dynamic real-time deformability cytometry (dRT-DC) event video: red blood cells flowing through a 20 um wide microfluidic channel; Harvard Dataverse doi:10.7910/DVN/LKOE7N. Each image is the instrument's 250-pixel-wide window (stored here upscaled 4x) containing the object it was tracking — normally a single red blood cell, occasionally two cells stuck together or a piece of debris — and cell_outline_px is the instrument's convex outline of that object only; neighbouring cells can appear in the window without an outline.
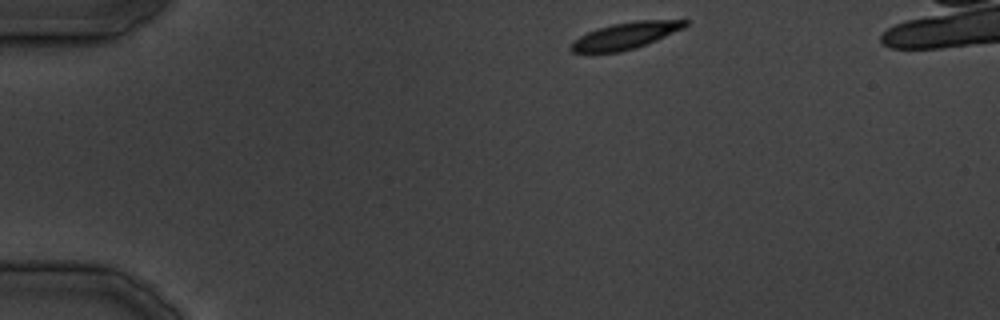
{"species": "common noctule bat (a hibernating species)", "species_latin": "Nyctalus noctula", "temperature_condition": "cold", "stored_images_in_passage": 30, "camera_frame_rate_fps": 3000, "um_per_image_px": 0.085, "animal": {"sex": "male", "body_mass_g": 19.5, "forearm_length_mm": 54.6}, "frame": {"image": 1, "passage_image": 1, "time_ms": 0.0, "image_size_px": [1000, 320], "cell_outline_px": [[688, 24], [684, 28], [656, 40], [636, 48], [620, 52], [572, 52], [572, 40], [588, 32], [612, 24], [636, 20], [688, 20]], "centroid_in_image_um": [53.2, 3.02], "position_along_channel_um": 31.8, "area_um2": 17.46}}
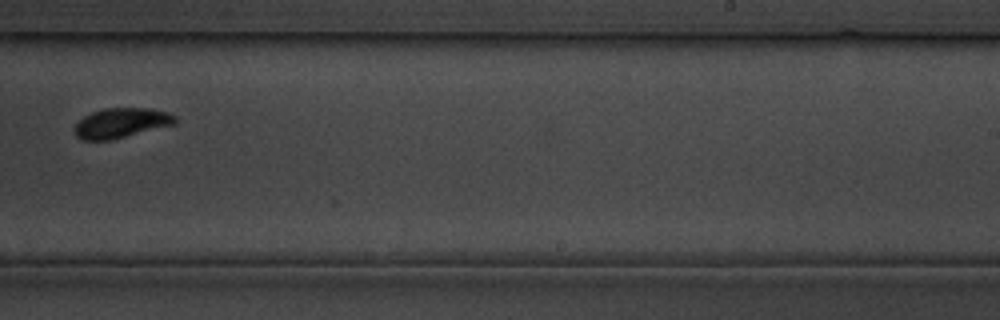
{"frame": {"image": 2, "passage_image": 18, "time_ms": 21.333, "image_size_px": [1000, 320], "cell_outline_px": [[176, 124], [112, 140], [80, 140], [72, 132], [72, 128], [84, 116], [92, 112], [104, 108], [148, 108], [164, 112], [176, 116]], "centroid_in_image_um": [10.25, 10.47], "position_along_channel_um": 278.7, "area_um2": 17.63}}
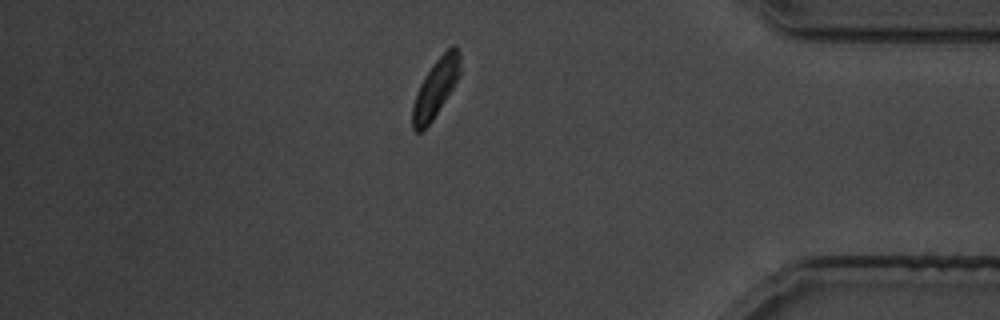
{"frame": {"image": 3, "passage_image": 26, "time_ms": 31.333, "image_size_px": [1000, 320], "cell_outline_px": [[460, 72], [452, 88], [432, 120], [420, 132], [416, 132], [412, 128], [412, 104], [420, 84], [424, 76], [436, 60], [452, 44], [460, 52]], "centroid_in_image_um": [37.01, 7.48], "position_along_channel_um": 398.2, "area_um2": 15.72}}